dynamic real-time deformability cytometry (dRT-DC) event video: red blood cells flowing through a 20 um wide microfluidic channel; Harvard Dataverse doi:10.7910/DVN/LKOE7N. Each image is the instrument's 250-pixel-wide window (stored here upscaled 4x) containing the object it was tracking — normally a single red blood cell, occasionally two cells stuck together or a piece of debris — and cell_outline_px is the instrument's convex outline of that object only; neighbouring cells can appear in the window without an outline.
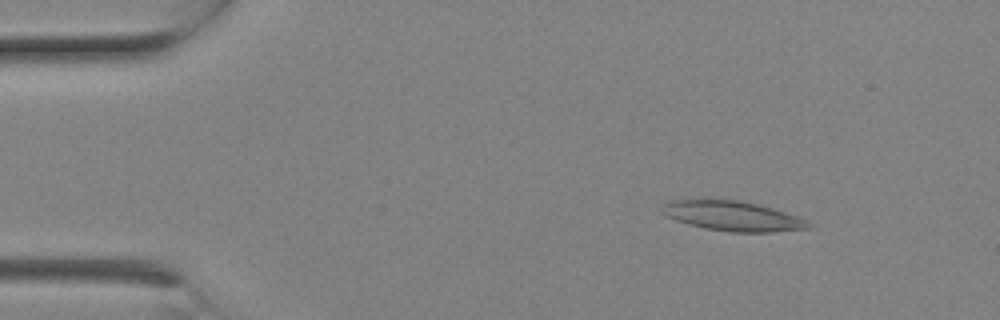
{"species": "Egyptian fruit bat (a non-hibernating species)", "species_latin": "Rousettus aegyptiacus", "temperature_condition": "room temperature", "stored_images_in_passage": 6, "camera_frame_rate_fps": 3000, "um_per_image_px": 0.085, "animal": {"sex": "female"}, "frame": {"image": 1, "passage_image": 3, "time_ms": 0.667, "image_size_px": [1000, 320], "cell_outline_px": [[812, 228], [772, 232], [728, 232], [704, 228], [688, 224], [664, 216], [660, 212], [660, 208], [668, 200], [704, 196], [740, 200], [760, 204], [796, 216], [812, 224]], "centroid_in_image_um": [62.14, 18.31], "position_along_channel_um": 22.9, "area_um2": 26.53}}